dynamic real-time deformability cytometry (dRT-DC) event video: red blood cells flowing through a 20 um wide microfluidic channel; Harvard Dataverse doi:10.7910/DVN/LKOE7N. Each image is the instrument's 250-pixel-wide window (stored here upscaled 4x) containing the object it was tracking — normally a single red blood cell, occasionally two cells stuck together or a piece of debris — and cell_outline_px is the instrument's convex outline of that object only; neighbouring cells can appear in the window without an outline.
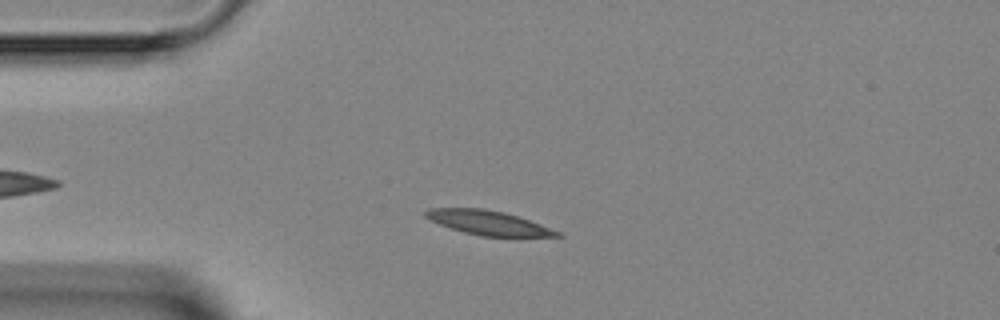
{"species": "Egyptian fruit bat (a non-hibernating species)", "species_latin": "Rousettus aegyptiacus", "temperature_condition": "room temperature", "stored_images_in_passage": 4, "camera_frame_rate_fps": 3000, "um_per_image_px": 0.085, "animal": {"sex": "female"}, "frame": {"image": 1, "passage_image": 2, "time_ms": 1.0, "image_size_px": [1000, 320], "cell_outline_px": [[564, 236], [480, 236], [464, 232], [428, 220], [424, 216], [424, 212], [428, 208], [484, 208], [504, 212], [540, 224], [560, 232]], "centroid_in_image_um": [41.44, 18.92], "position_along_channel_um": 43.6, "area_um2": 18.38}}
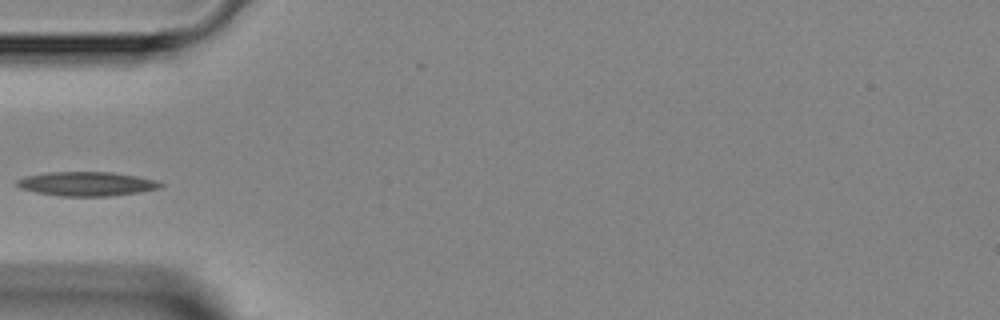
{"frame": {"image": 2, "passage_image": 3, "time_ms": 2.333, "image_size_px": [1000, 320], "cell_outline_px": [[164, 184], [160, 188], [140, 192], [108, 196], [60, 196], [36, 192], [20, 188], [16, 184], [16, 180], [24, 176], [48, 172], [112, 172], [136, 176], [156, 180]], "centroid_in_image_um": [7.35, 15.62], "position_along_channel_um": 77.6, "area_um2": 20.23}}
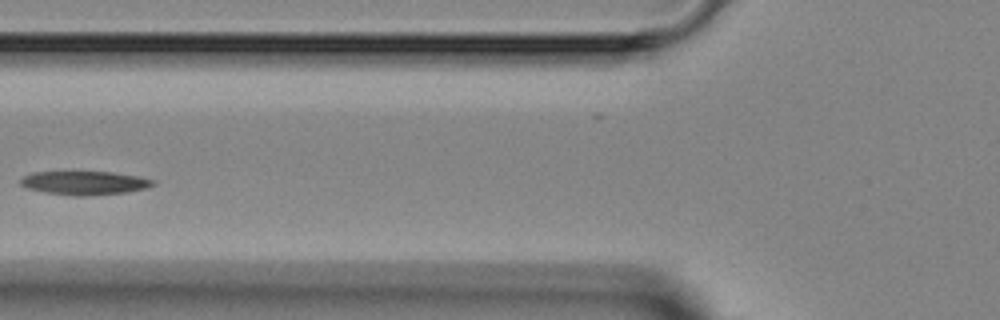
{"frame": {"image": 3, "passage_image": 4, "time_ms": 3.333, "image_size_px": [1000, 320], "cell_outline_px": [[156, 184], [144, 188], [128, 192], [88, 196], [72, 196], [44, 192], [28, 188], [20, 184], [20, 180], [24, 176], [36, 172], [112, 172], [140, 176], [156, 180]], "centroid_in_image_um": [7.23, 15.55], "position_along_channel_um": 118.6, "area_um2": 18.32}}